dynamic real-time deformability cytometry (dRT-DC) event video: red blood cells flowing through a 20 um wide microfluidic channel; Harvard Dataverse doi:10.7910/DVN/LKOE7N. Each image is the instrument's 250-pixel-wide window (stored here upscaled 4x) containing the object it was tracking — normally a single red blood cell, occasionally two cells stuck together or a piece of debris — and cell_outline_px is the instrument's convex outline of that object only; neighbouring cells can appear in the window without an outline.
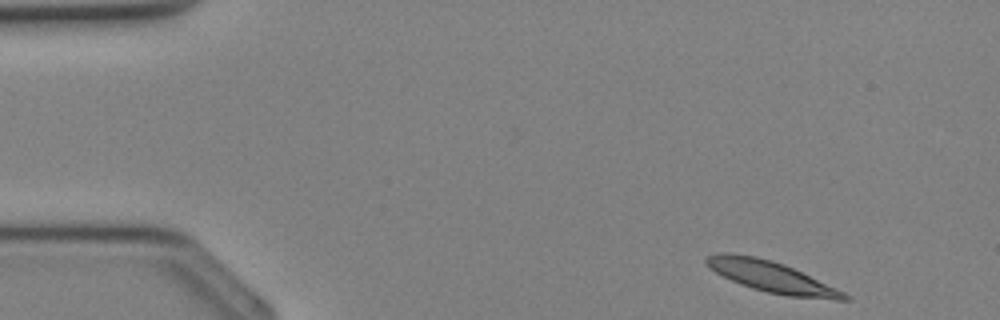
{"species": "Egyptian fruit bat (a non-hibernating species)", "species_latin": "Rousettus aegyptiacus", "temperature_condition": "cold", "stored_images_in_passage": 27, "camera_frame_rate_fps": 3000, "um_per_image_px": 0.085, "animal": {"sex": "female"}, "frame": {"image": 1, "passage_image": 1, "time_ms": 0.0, "image_size_px": [1000, 320], "cell_outline_px": [[848, 300], [836, 300], [788, 296], [768, 292], [752, 288], [740, 284], [716, 272], [704, 264], [704, 260], [708, 256], [716, 252], [732, 252], [756, 256], [772, 260], [784, 264], [836, 288], [844, 292], [848, 296]], "centroid_in_image_um": [65.52, 23.5], "position_along_channel_um": 19.5, "area_um2": 24.8}}
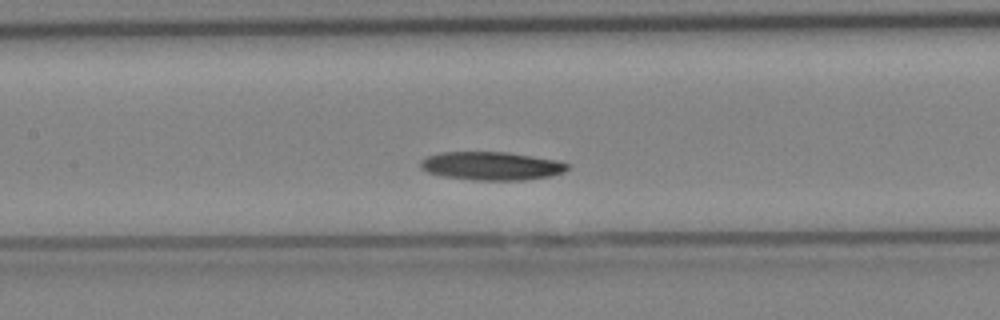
{"frame": {"image": 2, "passage_image": 14, "time_ms": 4.333, "image_size_px": [1000, 320], "cell_outline_px": [[568, 168], [564, 172], [548, 176], [524, 180], [472, 180], [444, 176], [428, 172], [420, 168], [420, 160], [428, 156], [444, 152], [508, 152], [556, 160], [568, 164]], "centroid_in_image_um": [41.75, 14.1], "position_along_channel_um": 165.6, "area_um2": 24.1}}
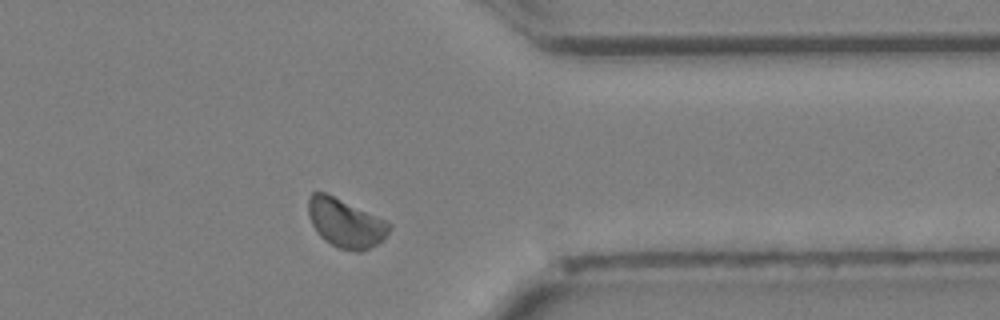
{"frame": {"image": 3, "passage_image": 26, "time_ms": 8.333, "image_size_px": [1000, 320], "cell_outline_px": [[392, 228], [384, 240], [360, 252], [356, 252], [336, 248], [324, 240], [316, 232], [308, 216], [308, 200], [312, 192], [324, 192], [376, 216], [392, 224]], "centroid_in_image_um": [29.36, 18.99], "position_along_channel_um": 382.0, "area_um2": 22.95}}